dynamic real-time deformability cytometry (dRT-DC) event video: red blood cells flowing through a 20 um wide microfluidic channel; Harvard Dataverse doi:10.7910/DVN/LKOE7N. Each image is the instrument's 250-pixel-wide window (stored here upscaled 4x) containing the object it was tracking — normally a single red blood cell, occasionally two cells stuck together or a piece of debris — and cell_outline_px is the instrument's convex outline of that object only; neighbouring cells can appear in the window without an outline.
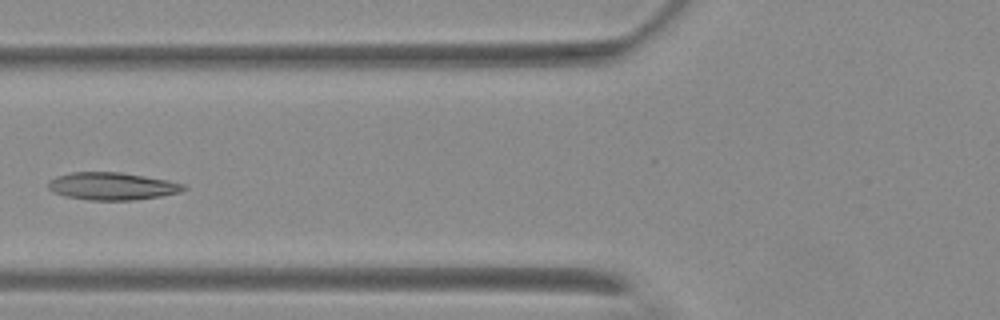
{"species": "Egyptian fruit bat (a non-hibernating species)", "species_latin": "Rousettus aegyptiacus", "temperature_condition": "warm", "stored_images_in_passage": 7, "camera_frame_rate_fps": 3000, "um_per_image_px": 0.085, "animal": {"sex": "female"}, "frame": {"image": 1, "passage_image": 5, "time_ms": 5.333, "image_size_px": [1000, 320], "cell_outline_px": [[188, 188], [180, 192], [160, 196], [136, 200], [88, 200], [64, 196], [52, 192], [48, 188], [48, 180], [56, 176], [72, 172], [120, 172], [168, 180], [184, 184]], "centroid_in_image_um": [9.5, 15.83], "position_along_channel_um": 116.3, "area_um2": 21.85}}
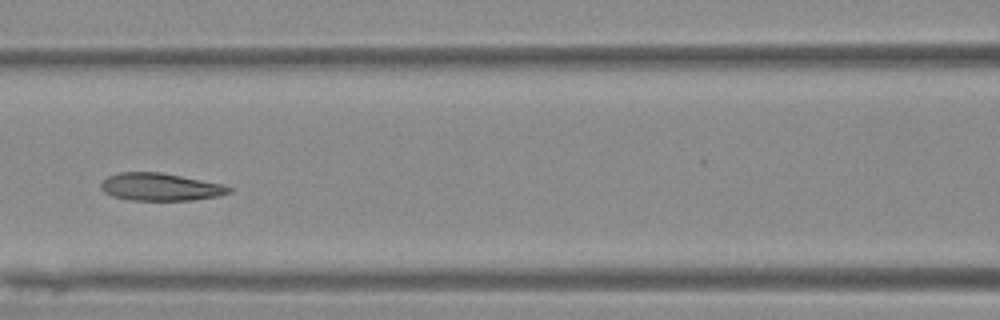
{"frame": {"image": 2, "passage_image": 6, "time_ms": 6.333, "image_size_px": [1000, 320], "cell_outline_px": [[232, 192], [216, 196], [192, 200], [128, 200], [112, 196], [104, 192], [100, 188], [100, 184], [108, 176], [120, 172], [160, 172], [220, 184], [232, 188]], "centroid_in_image_um": [13.57, 15.89], "position_along_channel_um": 153.0, "area_um2": 20.35}}
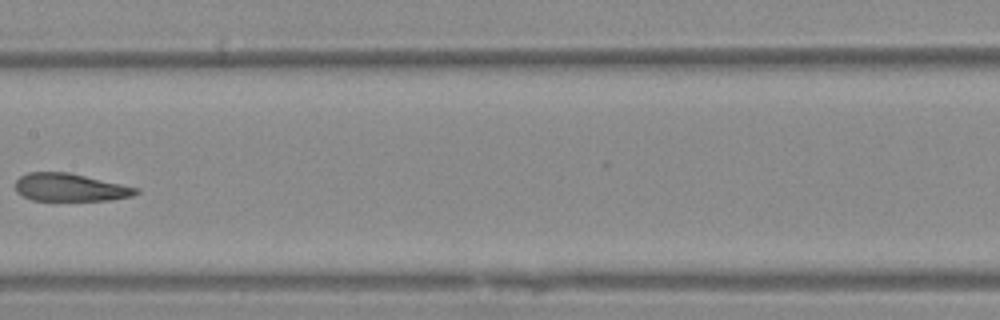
{"frame": {"image": 3, "passage_image": 7, "time_ms": 7.667, "image_size_px": [1000, 320], "cell_outline_px": [[140, 192], [132, 196], [108, 200], [32, 200], [16, 192], [16, 180], [20, 176], [28, 172], [68, 172], [140, 188]], "centroid_in_image_um": [5.97, 15.92], "position_along_channel_um": 201.4, "area_um2": 19.48}}